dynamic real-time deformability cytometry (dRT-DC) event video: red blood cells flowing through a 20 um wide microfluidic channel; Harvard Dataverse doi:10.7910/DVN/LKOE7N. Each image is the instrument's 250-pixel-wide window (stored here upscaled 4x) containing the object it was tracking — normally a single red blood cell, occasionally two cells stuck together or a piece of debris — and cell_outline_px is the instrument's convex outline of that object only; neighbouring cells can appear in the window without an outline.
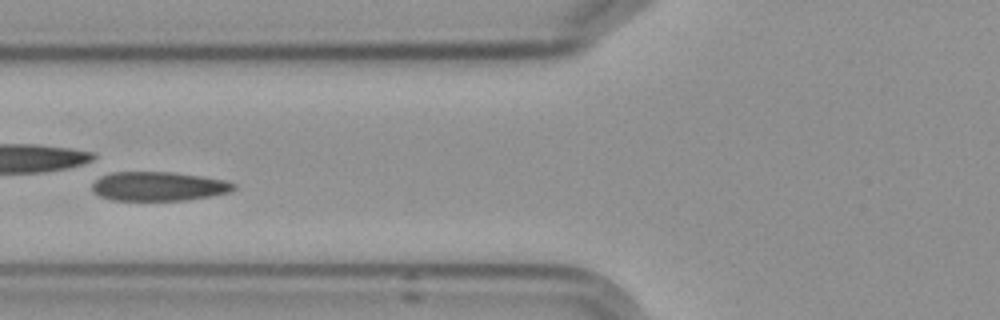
{"species": "Egyptian fruit bat (a non-hibernating species)", "species_latin": "Rousettus aegyptiacus", "temperature_condition": "cold", "stored_images_in_passage": 12, "camera_frame_rate_fps": 3000, "um_per_image_px": 0.085, "frame": {"image": 1, "passage_image": 3, "time_ms": 3.333, "image_size_px": [1000, 320], "cell_outline_px": [[236, 188], [228, 192], [188, 200], [112, 200], [100, 196], [92, 188], [92, 184], [100, 176], [112, 172], [172, 172], [200, 176], [224, 180], [236, 184]], "centroid_in_image_um": [13.46, 15.83], "position_along_channel_um": 112.3, "area_um2": 23.81}}
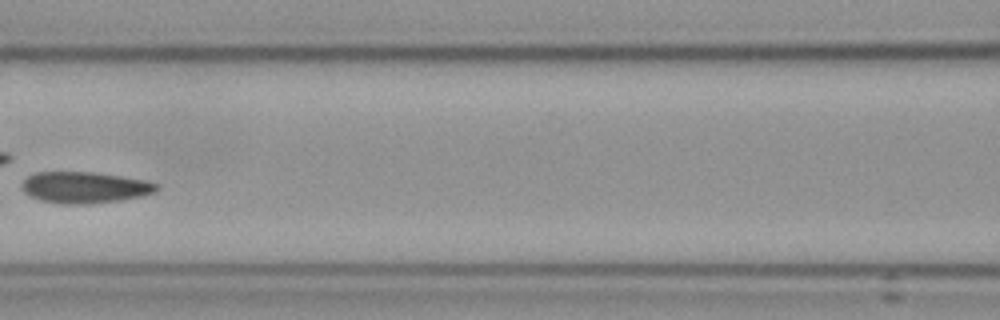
{"frame": {"image": 2, "passage_image": 4, "time_ms": 4.667, "image_size_px": [1000, 320], "cell_outline_px": [[160, 188], [156, 192], [144, 196], [120, 200], [88, 204], [60, 204], [40, 200], [24, 192], [24, 180], [28, 176], [36, 172], [92, 172], [120, 176], [144, 180], [160, 184]], "centroid_in_image_um": [7.26, 15.94], "position_along_channel_um": 159.3, "area_um2": 24.57}}
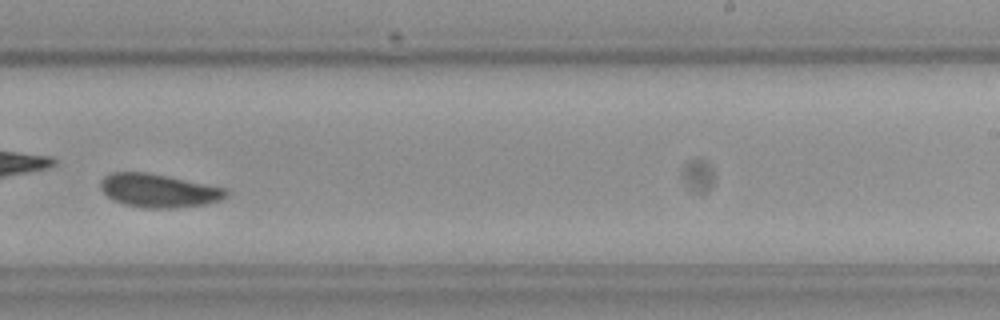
{"frame": {"image": 3, "passage_image": 7, "time_ms": 8.0, "image_size_px": [1000, 320], "cell_outline_px": [[228, 196], [220, 200], [208, 204], [176, 208], [144, 208], [124, 204], [112, 200], [100, 188], [100, 180], [104, 176], [112, 172], [148, 172], [228, 188]], "centroid_in_image_um": [13.51, 16.2], "position_along_channel_um": 275.5, "area_um2": 24.8}, "authors_computed_cell_mechanics": {"area_um2": 24.565, "velocity_mm_per_s": 3.5092, "shape_relaxation_time_tau1_ms": 2.239, "shape_relaxation_time_tau2_ms": null, "deformation_change_tau1": 0.0684, "deformation_change_tau2": null}}